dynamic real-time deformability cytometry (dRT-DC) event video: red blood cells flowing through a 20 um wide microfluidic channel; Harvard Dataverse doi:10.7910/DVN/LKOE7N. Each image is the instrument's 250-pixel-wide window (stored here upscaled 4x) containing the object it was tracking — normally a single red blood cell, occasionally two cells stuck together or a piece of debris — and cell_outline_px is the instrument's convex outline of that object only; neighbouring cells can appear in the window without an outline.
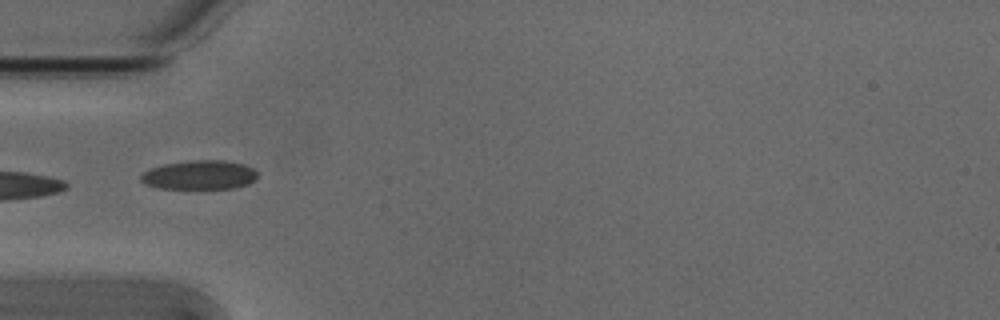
{"species": "Egyptian fruit bat (a non-hibernating species)", "species_latin": "Rousettus aegyptiacus", "temperature_condition": "cold", "stored_images_in_passage": 8, "camera_frame_rate_fps": 3000, "um_per_image_px": 0.085, "animal": {"sex": "male"}, "frame": {"image": 1, "passage_image": 6, "time_ms": 1.667, "image_size_px": [1000, 320], "cell_outline_px": [[256, 180], [248, 184], [232, 188], [160, 188], [148, 184], [140, 180], [140, 176], [144, 172], [152, 168], [164, 164], [192, 160], [224, 160], [244, 164], [252, 168], [256, 172]], "centroid_in_image_um": [16.98, 14.86], "position_along_channel_um": 68.0, "area_um2": 19.54}}
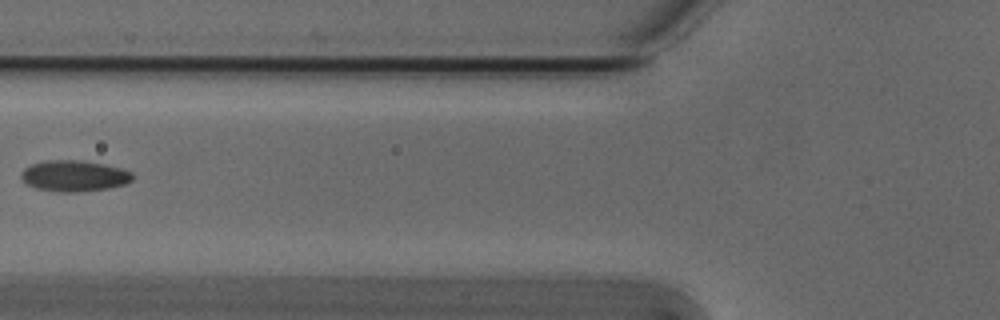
{"frame": {"image": 2, "passage_image": 7, "time_ms": 2.0, "image_size_px": [1000, 320], "cell_outline_px": [[132, 180], [124, 184], [108, 188], [76, 192], [56, 192], [36, 188], [28, 184], [20, 176], [20, 172], [24, 168], [32, 164], [44, 160], [84, 160], [104, 164], [120, 168], [132, 172]], "centroid_in_image_um": [6.28, 14.94], "position_along_channel_um": 119.5, "area_um2": 20.17}}